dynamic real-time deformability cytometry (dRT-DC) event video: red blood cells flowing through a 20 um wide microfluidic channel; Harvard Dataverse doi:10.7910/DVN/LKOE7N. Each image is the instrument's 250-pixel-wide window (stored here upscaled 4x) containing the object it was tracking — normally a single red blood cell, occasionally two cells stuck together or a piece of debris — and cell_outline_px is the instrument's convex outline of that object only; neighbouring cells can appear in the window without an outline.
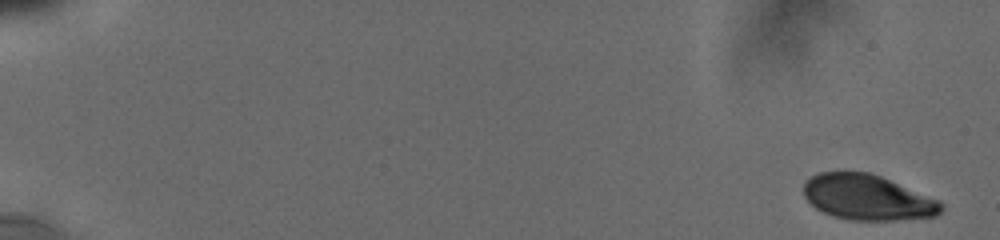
{"species": "human", "species_latin": "Homo sapiens", "temperature_condition": "cold", "stored_images_in_passage": 30, "camera_frame_rate_fps": 3000, "um_per_image_px": 0.085, "donor": {"sex": "male"}, "frame": {"image": 1, "passage_image": 1, "time_ms": 0.0, "image_size_px": [1000, 240], "cell_outline_px": [[944, 208], [936, 216], [896, 220], [848, 220], [832, 216], [816, 208], [804, 196], [804, 180], [820, 172], [868, 172], [880, 176], [940, 200], [944, 204]], "centroid_in_image_um": [73.74, 16.79], "position_along_channel_um": 11.3, "area_um2": 36.36}}
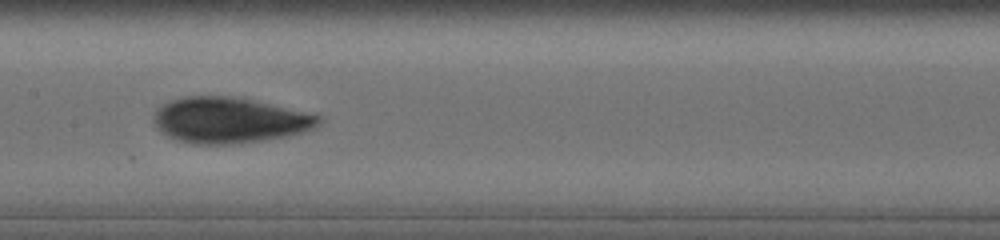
{"frame": {"image": 2, "passage_image": 13, "time_ms": 9.667, "image_size_px": [1000, 240], "cell_outline_px": [[320, 124], [304, 132], [288, 136], [232, 144], [192, 144], [176, 140], [160, 132], [156, 128], [152, 120], [152, 116], [156, 108], [168, 100], [188, 96], [232, 96], [268, 104], [320, 116]], "centroid_in_image_um": [19.38, 10.23], "position_along_channel_um": 188.0, "area_um2": 43.75}}
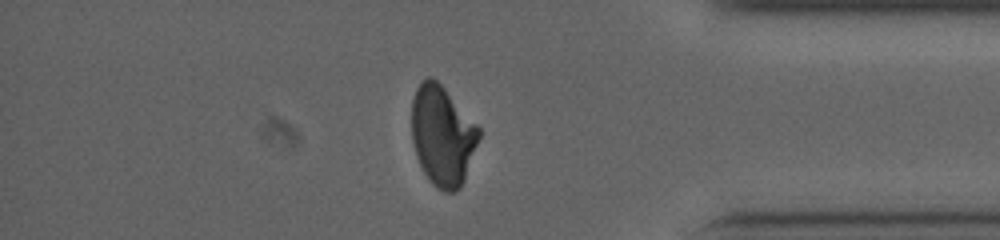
{"frame": {"image": 3, "passage_image": 27, "time_ms": 15.667, "image_size_px": [1000, 240], "cell_outline_px": [[480, 136], [464, 180], [460, 188], [456, 192], [444, 192], [436, 188], [432, 184], [424, 172], [416, 156], [412, 140], [412, 100], [416, 88], [420, 80], [428, 76], [432, 76], [444, 88], [480, 128]], "centroid_in_image_um": [37.59, 11.53], "position_along_channel_um": 397.6, "area_um2": 39.07}, "authors_computed_cell_mechanics": {"area_um2": 40.8068, "velocity_mm_per_s": 3.7866, "shape_relaxation_time_tau1_ms": 4.4027, "shape_relaxation_time_tau2_ms": 1.9841, "deformation_change_tau1": 0.1146, "deformation_change_tau2": 0.0526}}